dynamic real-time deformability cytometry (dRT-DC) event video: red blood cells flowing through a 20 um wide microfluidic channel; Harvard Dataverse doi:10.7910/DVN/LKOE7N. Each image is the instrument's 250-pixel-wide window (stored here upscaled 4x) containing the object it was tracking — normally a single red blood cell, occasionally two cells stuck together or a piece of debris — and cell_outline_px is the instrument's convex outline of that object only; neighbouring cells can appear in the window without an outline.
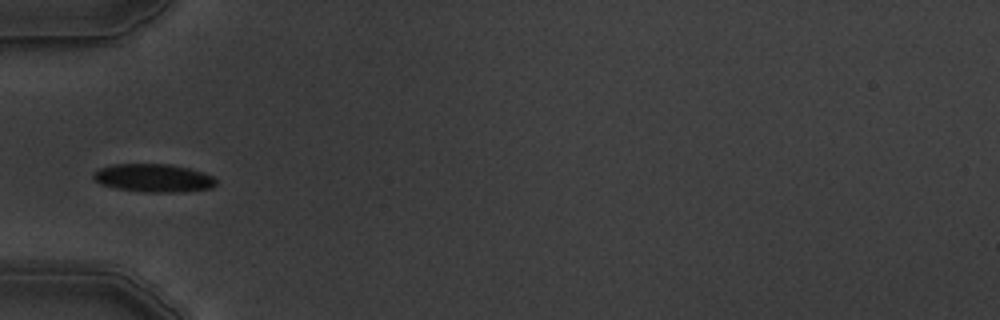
{"species": "common noctule bat (a hibernating species)", "species_latin": "Nyctalus noctula", "temperature_condition": "warm", "stored_images_in_passage": 5, "camera_frame_rate_fps": 3000, "um_per_image_px": 0.085, "animal": {"sex": "male", "body_mass_g": 19.5, "forearm_length_mm": 54.6}, "frame": {"image": 1, "passage_image": 5, "time_ms": 4.667, "image_size_px": [1000, 320], "cell_outline_px": [[216, 184], [212, 188], [184, 192], [144, 192], [116, 188], [100, 184], [92, 176], [92, 172], [100, 168], [116, 164], [168, 164], [188, 168], [204, 172], [212, 176], [216, 180]], "centroid_in_image_um": [13.06, 15.13], "position_along_channel_um": 71.9, "area_um2": 20.17}}